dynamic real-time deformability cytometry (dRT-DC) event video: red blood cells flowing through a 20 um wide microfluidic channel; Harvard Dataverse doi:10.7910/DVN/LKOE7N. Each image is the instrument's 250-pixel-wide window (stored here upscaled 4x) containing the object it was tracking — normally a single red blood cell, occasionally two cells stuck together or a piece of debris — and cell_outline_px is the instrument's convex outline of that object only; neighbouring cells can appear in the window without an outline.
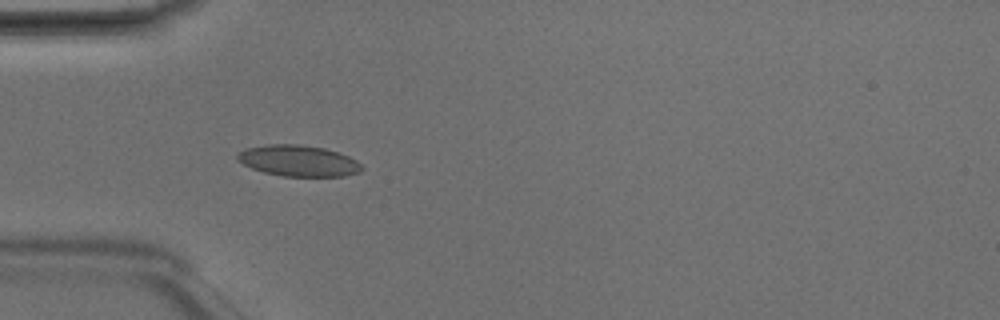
{"species": "Egyptian fruit bat (a non-hibernating species)", "species_latin": "Rousettus aegyptiacus", "temperature_condition": "room temperature", "stored_images_in_passage": 4, "camera_frame_rate_fps": 3000, "um_per_image_px": 0.085, "animal": {"sex": "male"}, "frame": {"image": 1, "passage_image": 4, "time_ms": 1.0, "image_size_px": [1000, 320], "cell_outline_px": [[364, 168], [360, 172], [344, 176], [284, 176], [264, 172], [252, 168], [236, 160], [236, 156], [244, 148], [268, 144], [300, 144], [324, 148], [348, 156], [356, 160]], "centroid_in_image_um": [25.35, 13.66], "position_along_channel_um": 59.6, "area_um2": 22.48}}